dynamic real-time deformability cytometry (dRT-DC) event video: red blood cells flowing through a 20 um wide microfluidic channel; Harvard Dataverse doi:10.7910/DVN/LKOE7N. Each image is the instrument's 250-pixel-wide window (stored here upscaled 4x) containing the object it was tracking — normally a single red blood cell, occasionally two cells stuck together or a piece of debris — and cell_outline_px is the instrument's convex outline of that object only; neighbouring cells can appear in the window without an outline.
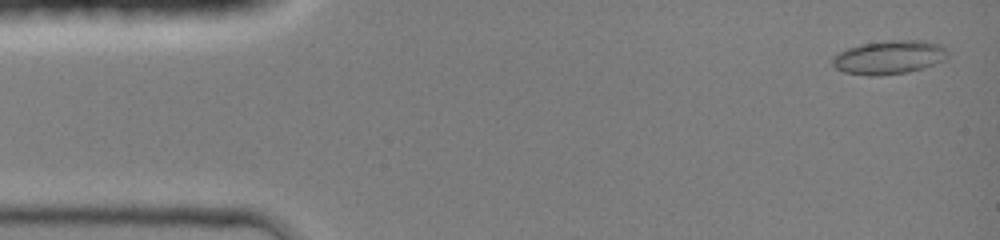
{"species": "common noctule bat (a hibernating species)", "species_latin": "Nyctalus noctula", "temperature_condition": "room temperature", "stored_images_in_passage": 45, "camera_frame_rate_fps": 3000, "um_per_image_px": 0.085, "animal": {"sex": "female", "body_mass_g": 19.0, "forearm_length_mm": 51.5}, "frame": {"image": 1, "passage_image": 2, "time_ms": 0.333, "image_size_px": [1000, 240], "cell_outline_px": [[948, 56], [944, 60], [924, 68], [908, 72], [880, 76], [868, 76], [844, 72], [836, 68], [832, 64], [832, 56], [848, 48], [860, 44], [888, 40], [920, 40], [940, 44], [948, 52]], "centroid_in_image_um": [75.57, 4.87], "position_along_channel_um": 9.4, "area_um2": 22.77}}
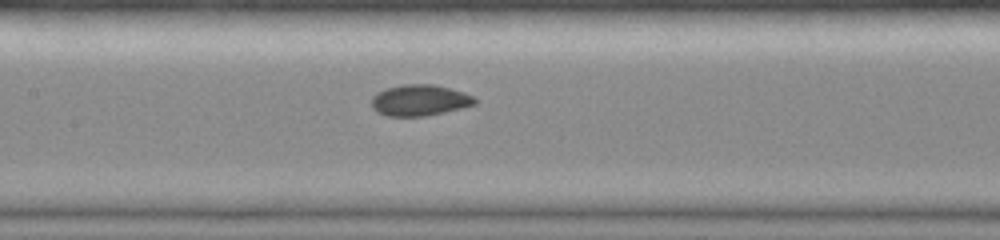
{"frame": {"image": 2, "passage_image": 21, "time_ms": 6.667, "image_size_px": [1000, 240], "cell_outline_px": [[476, 104], [444, 112], [424, 116], [388, 116], [376, 112], [372, 108], [372, 96], [376, 92], [388, 88], [404, 84], [432, 84], [464, 92], [472, 96], [476, 100]], "centroid_in_image_um": [35.64, 8.52], "position_along_channel_um": 171.8, "area_um2": 18.61}}
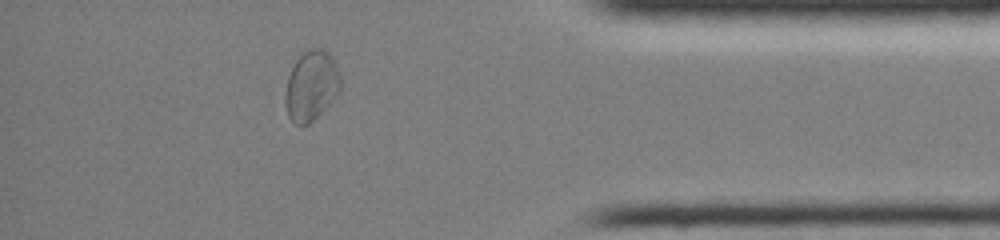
{"frame": {"image": 3, "passage_image": 39, "time_ms": 12.667, "image_size_px": [1000, 240], "cell_outline_px": [[340, 92], [308, 124], [300, 128], [288, 116], [284, 100], [284, 96], [288, 76], [296, 60], [308, 48], [320, 48], [328, 52], [332, 56], [340, 72]], "centroid_in_image_um": [26.45, 7.28], "position_along_channel_um": 408.7, "area_um2": 22.54}, "authors_computed_cell_mechanics": {"area_um2": 19.1896, "velocity_mm_per_s": 4.2756, "shape_relaxation_time_tau1_ms": null, "shape_relaxation_time_tau2_ms": 0.9599, "deformation_change_tau1": null, "deformation_change_tau2": 0.0332}}